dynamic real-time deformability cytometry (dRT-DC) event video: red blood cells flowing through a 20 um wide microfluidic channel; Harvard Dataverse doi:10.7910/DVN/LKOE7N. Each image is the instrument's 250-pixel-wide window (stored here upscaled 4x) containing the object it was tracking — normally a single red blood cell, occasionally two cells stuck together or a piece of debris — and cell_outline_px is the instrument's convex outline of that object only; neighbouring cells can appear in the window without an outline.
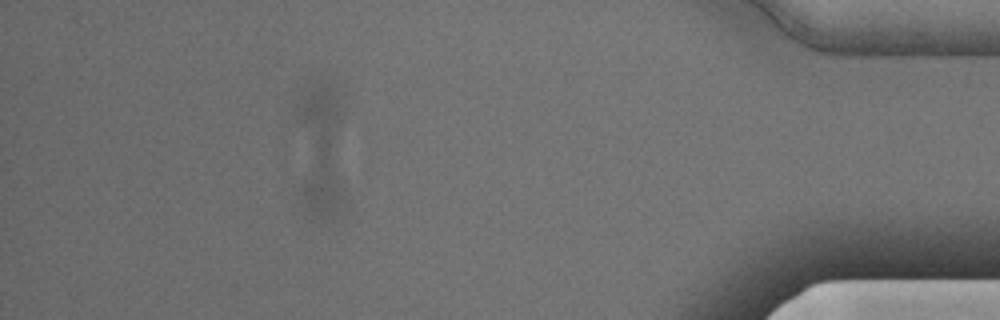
{"species": "Egyptian fruit bat (a non-hibernating species)", "species_latin": "Rousettus aegyptiacus", "temperature_condition": "cold", "stored_images_in_passage": 40, "segment_of_instrument_passage": [2, 2], "camera_frame_rate_fps": 3000, "um_per_image_px": 0.085, "animal": {"sex": "male"}, "frame": {"image": 1, "passage_image": 35, "time_ms": 11.333, "image_size_px": [1000, 320], "cell_outline_px": [[344, 208], [332, 220], [312, 220], [308, 212], [300, 188], [296, 104], [312, 88], [328, 80], [336, 88], [340, 108], [344, 188]], "centroid_in_image_um": [27.27, 12.93], "position_along_channel_um": 407.9, "area_um2": 39.59}}